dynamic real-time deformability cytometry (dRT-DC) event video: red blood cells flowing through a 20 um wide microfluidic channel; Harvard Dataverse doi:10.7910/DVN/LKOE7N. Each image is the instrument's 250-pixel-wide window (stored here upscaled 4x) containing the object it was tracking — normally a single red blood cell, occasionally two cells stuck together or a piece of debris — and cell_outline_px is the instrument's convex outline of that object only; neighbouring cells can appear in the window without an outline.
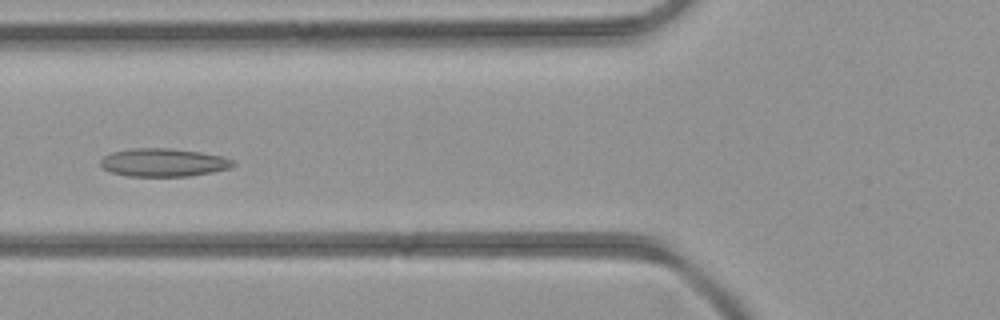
{"species": "common noctule bat (a hibernating species)", "species_latin": "Nyctalus noctula", "temperature_condition": "room temperature", "stored_images_in_passage": 44, "camera_frame_rate_fps": 3000, "um_per_image_px": 0.085, "animal": {"sex": "female", "body_mass_g": 21.9}, "frame": {"image": 1, "passage_image": 17, "time_ms": 5.333, "image_size_px": [1000, 320], "cell_outline_px": [[236, 164], [228, 168], [212, 172], [188, 176], [128, 176], [112, 172], [104, 168], [100, 164], [100, 160], [104, 156], [112, 152], [132, 148], [168, 148], [200, 152], [224, 156], [236, 160]], "centroid_in_image_um": [13.92, 13.8], "position_along_channel_um": 111.9, "area_um2": 21.73}}
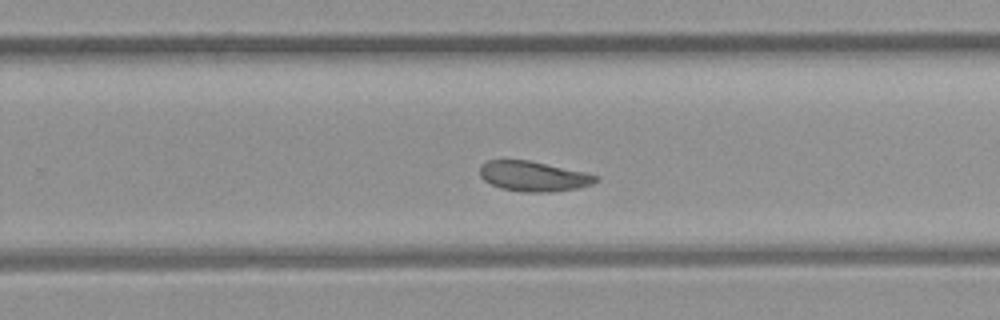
{"frame": {"image": 2, "passage_image": 28, "time_ms": 9.0, "image_size_px": [1000, 320], "cell_outline_px": [[600, 180], [592, 184], [580, 188], [552, 192], [520, 192], [500, 188], [484, 180], [480, 176], [480, 164], [484, 160], [528, 160], [584, 172], [600, 176]], "centroid_in_image_um": [45.35, 14.99], "position_along_channel_um": 284.5, "area_um2": 20.52}}
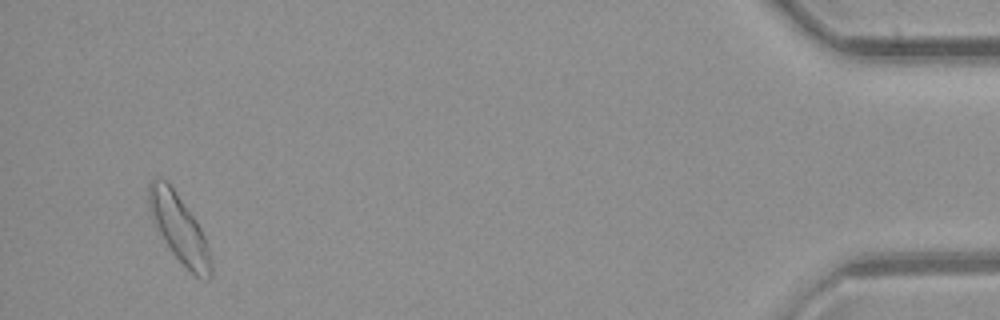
{"frame": {"image": 3, "passage_image": 42, "time_ms": 13.667, "image_size_px": [1000, 320], "cell_outline_px": [[212, 276], [208, 280], [196, 276], [172, 252], [160, 232], [148, 208], [148, 184], [156, 176], [168, 180], [196, 220], [204, 236], [212, 260]], "centroid_in_image_um": [15.23, 19.36], "position_along_channel_um": 420.0, "area_um2": 24.16}}